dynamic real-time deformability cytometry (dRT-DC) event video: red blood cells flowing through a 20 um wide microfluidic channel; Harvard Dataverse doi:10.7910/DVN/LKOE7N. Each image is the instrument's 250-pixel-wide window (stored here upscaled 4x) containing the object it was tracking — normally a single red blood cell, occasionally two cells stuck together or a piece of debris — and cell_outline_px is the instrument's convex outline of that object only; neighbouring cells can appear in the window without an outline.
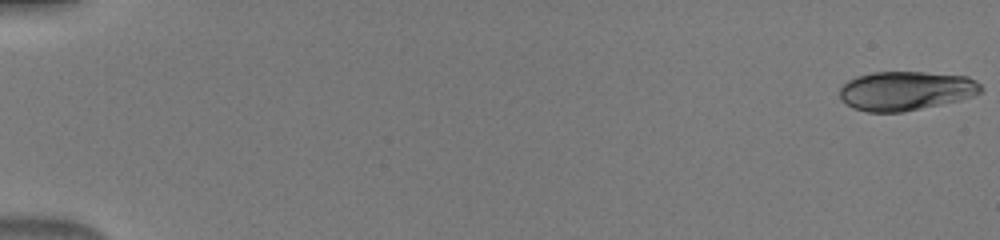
{"species": "human", "species_latin": "Homo sapiens", "temperature_condition": "warm", "stored_images_in_passage": 51, "camera_frame_rate_fps": 3000, "um_per_image_px": 0.085, "donor": {"sex": "male"}, "frame": {"image": 1, "passage_image": 1, "time_ms": 0.0, "image_size_px": [1000, 240], "cell_outline_px": [[984, 88], [980, 92], [972, 96], [960, 100], [904, 112], [868, 112], [852, 108], [840, 100], [840, 88], [848, 80], [856, 76], [872, 72], [924, 72], [968, 76], [976, 80]], "centroid_in_image_um": [76.99, 7.72], "position_along_channel_um": 8.0, "area_um2": 32.43}}
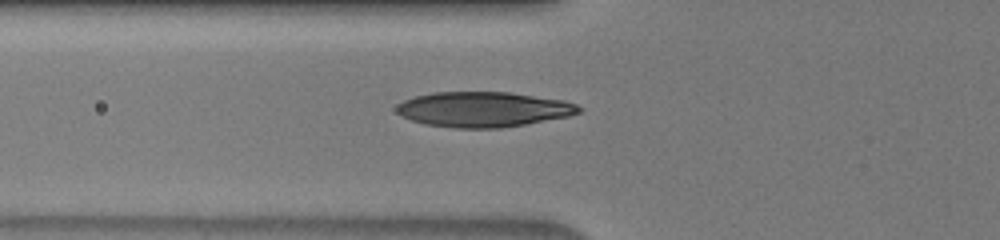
{"frame": {"image": 2, "passage_image": 20, "time_ms": 6.333, "image_size_px": [1000, 240], "cell_outline_px": [[584, 108], [580, 112], [568, 116], [524, 124], [500, 128], [456, 128], [424, 124], [400, 116], [396, 112], [396, 108], [404, 100], [416, 96], [432, 92], [508, 92], [564, 100], [576, 104]], "centroid_in_image_um": [41.08, 9.29], "position_along_channel_um": 84.7, "area_um2": 37.28}}
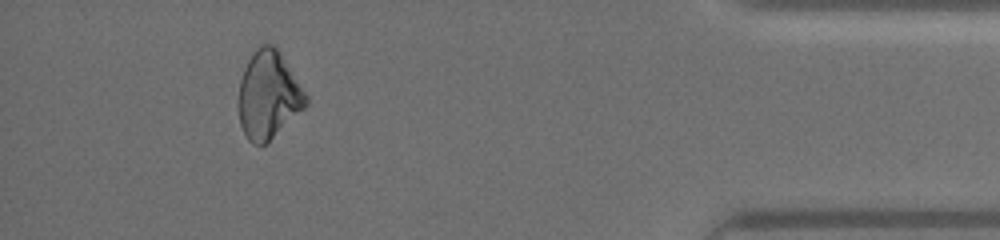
{"frame": {"image": 3, "passage_image": 47, "time_ms": 15.333, "image_size_px": [1000, 240], "cell_outline_px": [[308, 104], [304, 108], [264, 144], [252, 144], [248, 140], [240, 124], [236, 100], [240, 80], [244, 68], [252, 52], [260, 44], [272, 44], [280, 52], [308, 96]], "centroid_in_image_um": [22.78, 8.06], "position_along_channel_um": 412.4, "area_um2": 34.39}}